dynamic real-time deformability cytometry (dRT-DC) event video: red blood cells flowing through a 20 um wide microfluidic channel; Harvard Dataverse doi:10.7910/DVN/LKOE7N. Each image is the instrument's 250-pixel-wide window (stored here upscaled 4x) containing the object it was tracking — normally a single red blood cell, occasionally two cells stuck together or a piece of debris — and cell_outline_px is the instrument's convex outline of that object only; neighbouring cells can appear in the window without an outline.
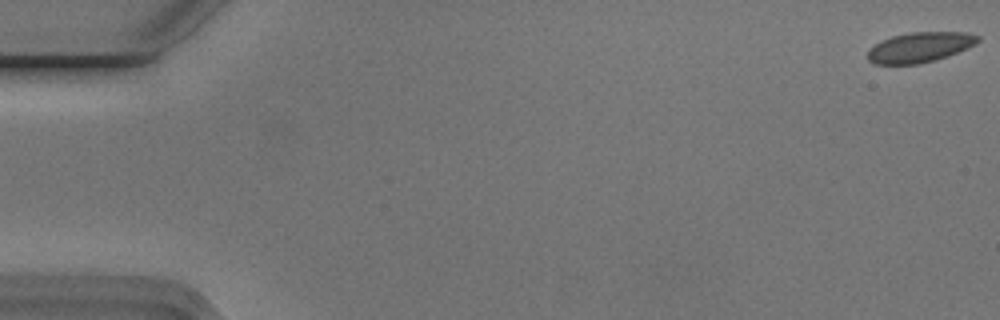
{"species": "Egyptian fruit bat (a non-hibernating species)", "species_latin": "Rousettus aegyptiacus", "temperature_condition": "cold", "stored_images_in_passage": 6, "camera_frame_rate_fps": 3000, "um_per_image_px": 0.085, "animal": {"sex": "male"}, "frame": {"image": 1, "passage_image": 1, "time_ms": 0.0, "image_size_px": [1000, 320], "cell_outline_px": [[980, 40], [968, 48], [948, 56], [936, 60], [920, 64], [876, 64], [868, 60], [868, 48], [892, 36], [908, 32], [964, 32], [980, 36]], "centroid_in_image_um": [78.2, 4.02], "position_along_channel_um": 6.8, "area_um2": 19.36}}